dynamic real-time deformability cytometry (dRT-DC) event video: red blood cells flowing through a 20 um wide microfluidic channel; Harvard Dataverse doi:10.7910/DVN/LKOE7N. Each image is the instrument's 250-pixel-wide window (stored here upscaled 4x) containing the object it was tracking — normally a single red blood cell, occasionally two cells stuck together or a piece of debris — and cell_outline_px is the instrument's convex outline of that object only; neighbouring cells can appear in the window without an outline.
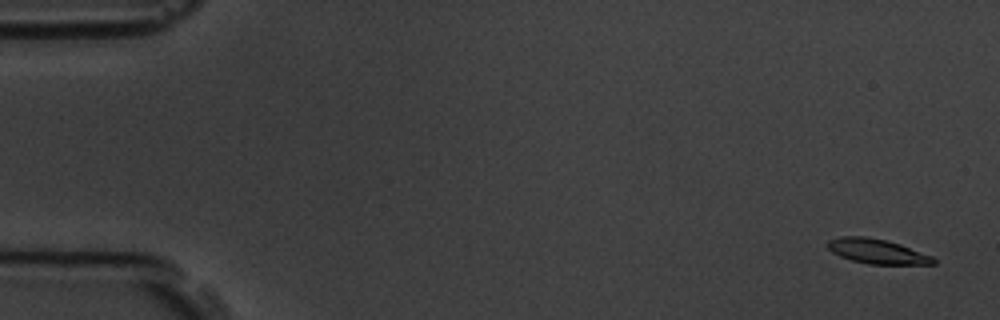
{"species": "common noctule bat (a hibernating species)", "species_latin": "Nyctalus noctula", "temperature_condition": "room temperature", "stored_images_in_passage": 4, "camera_frame_rate_fps": 3000, "um_per_image_px": 0.085, "animal": {"sex": "male", "body_mass_g": 19.5, "forearm_length_mm": 54.6}, "frame": {"image": 1, "passage_image": 1, "time_ms": 0.0, "image_size_px": [1000, 320], "cell_outline_px": [[936, 264], [868, 264], [852, 260], [840, 256], [832, 252], [824, 244], [828, 240], [840, 236], [864, 236], [888, 240], [900, 244], [932, 256], [936, 260]], "centroid_in_image_um": [74.52, 21.35], "position_along_channel_um": 10.5, "area_um2": 15.32}}
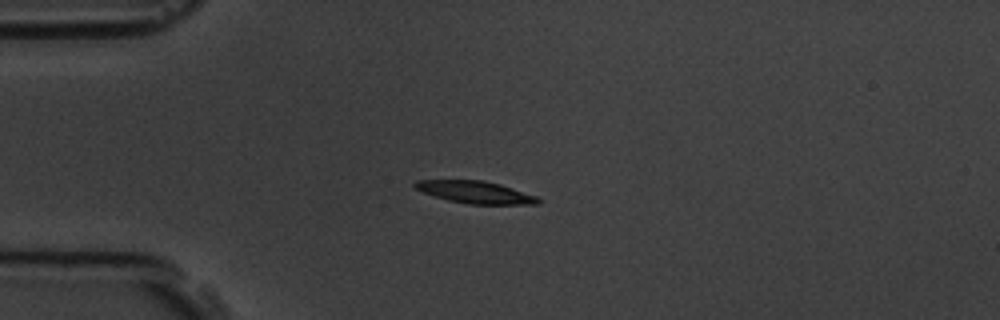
{"frame": {"image": 2, "passage_image": 4, "time_ms": 4.0, "image_size_px": [1000, 320], "cell_outline_px": [[540, 204], [468, 204], [448, 200], [424, 192], [416, 188], [412, 184], [416, 180], [484, 180], [500, 184], [536, 196], [540, 200]], "centroid_in_image_um": [40.41, 16.33], "position_along_channel_um": 44.6, "area_um2": 15.78}}